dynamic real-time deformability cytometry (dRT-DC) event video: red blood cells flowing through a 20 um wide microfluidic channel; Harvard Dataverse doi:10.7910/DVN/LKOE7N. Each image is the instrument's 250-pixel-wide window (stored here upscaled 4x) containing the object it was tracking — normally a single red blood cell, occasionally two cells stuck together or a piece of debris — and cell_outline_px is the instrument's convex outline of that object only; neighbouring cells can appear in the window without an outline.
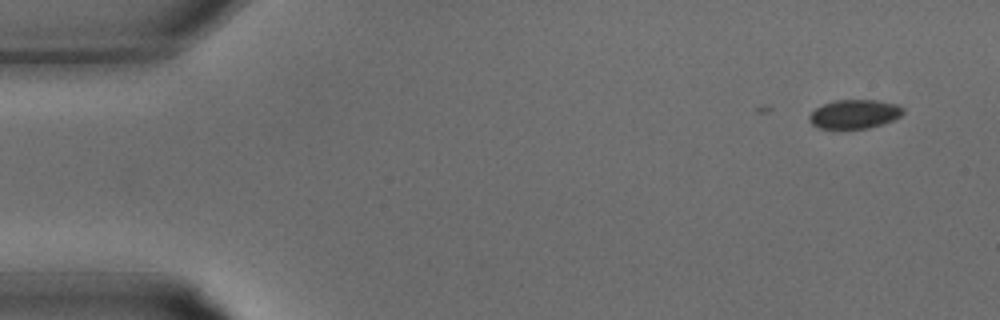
{"species": "common noctule bat (a hibernating species)", "species_latin": "Nyctalus noctula", "temperature_condition": "warm", "stored_images_in_passage": 4, "camera_frame_rate_fps": 3000, "um_per_image_px": 0.085, "animal": {"sex": "male", "body_mass_g": 15.6}, "frame": {"image": 1, "passage_image": 1, "time_ms": 0.0, "image_size_px": [1000, 320], "cell_outline_px": [[904, 112], [900, 116], [892, 120], [868, 128], [820, 128], [812, 124], [808, 120], [808, 116], [816, 108], [824, 104], [836, 100], [876, 100], [896, 104], [904, 108]], "centroid_in_image_um": [72.62, 9.69], "position_along_channel_um": 12.4, "area_um2": 15.61}}